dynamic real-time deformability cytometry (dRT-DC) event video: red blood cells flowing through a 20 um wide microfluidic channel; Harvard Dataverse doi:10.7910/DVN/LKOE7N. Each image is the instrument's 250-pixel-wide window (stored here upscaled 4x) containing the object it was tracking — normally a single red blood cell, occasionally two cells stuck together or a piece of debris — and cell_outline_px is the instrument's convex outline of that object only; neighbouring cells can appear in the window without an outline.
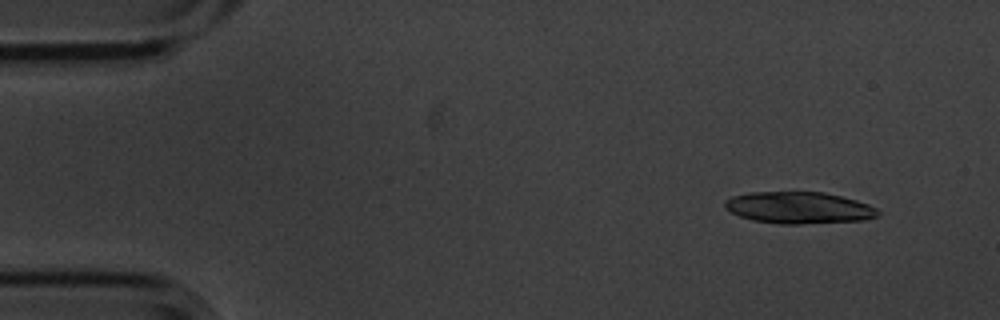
{"species": "common noctule bat (a hibernating species)", "species_latin": "Nyctalus noctula", "temperature_condition": "cold", "stored_images_in_passage": 14, "camera_frame_rate_fps": 3000, "um_per_image_px": 0.085, "animal": {"sex": "male", "body_mass_g": 20.1, "forearm_length_mm": 53.5}, "frame": {"image": 1, "passage_image": 1, "time_ms": 0.0, "image_size_px": [1000, 320], "cell_outline_px": [[880, 212], [876, 216], [864, 220], [800, 224], [780, 224], [752, 220], [740, 216], [724, 208], [724, 200], [732, 196], [748, 192], [824, 192], [856, 200], [868, 204], [876, 208]], "centroid_in_image_um": [67.87, 17.65], "position_along_channel_um": 17.1, "area_um2": 28.32}}
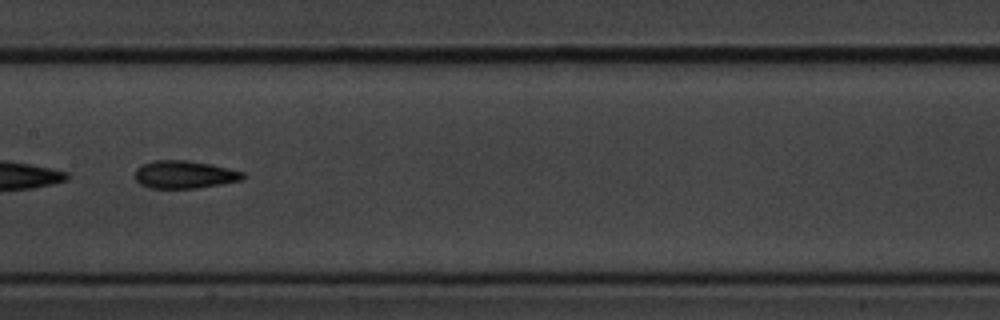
{"frame": {"image": 2, "passage_image": 7, "time_ms": 2.0, "image_size_px": [1000, 320], "cell_outline_px": [[244, 180], [196, 188], [152, 188], [140, 184], [136, 180], [136, 168], [152, 160], [188, 160], [212, 164], [244, 172]], "centroid_in_image_um": [15.7, 14.83], "position_along_channel_um": 191.7, "area_um2": 17.46}}
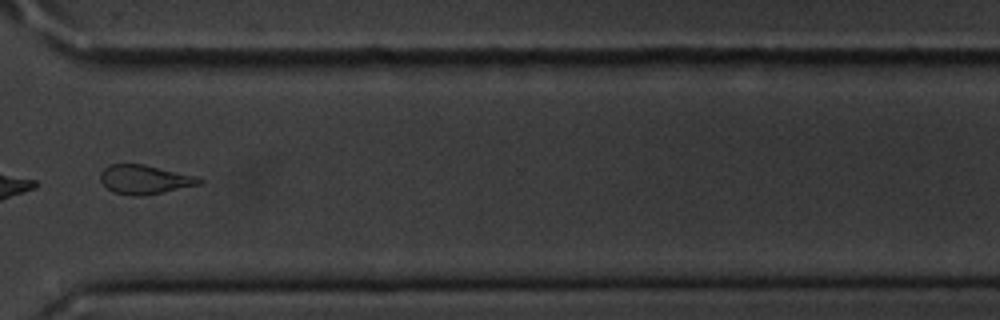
{"frame": {"image": 3, "passage_image": 11, "time_ms": 3.333, "image_size_px": [1000, 320], "cell_outline_px": [[204, 180], [200, 184], [140, 196], [132, 196], [112, 192], [100, 180], [100, 172], [108, 164], [144, 164], [192, 176]], "centroid_in_image_um": [12.21, 15.25], "position_along_channel_um": 358.4, "area_um2": 16.36}}